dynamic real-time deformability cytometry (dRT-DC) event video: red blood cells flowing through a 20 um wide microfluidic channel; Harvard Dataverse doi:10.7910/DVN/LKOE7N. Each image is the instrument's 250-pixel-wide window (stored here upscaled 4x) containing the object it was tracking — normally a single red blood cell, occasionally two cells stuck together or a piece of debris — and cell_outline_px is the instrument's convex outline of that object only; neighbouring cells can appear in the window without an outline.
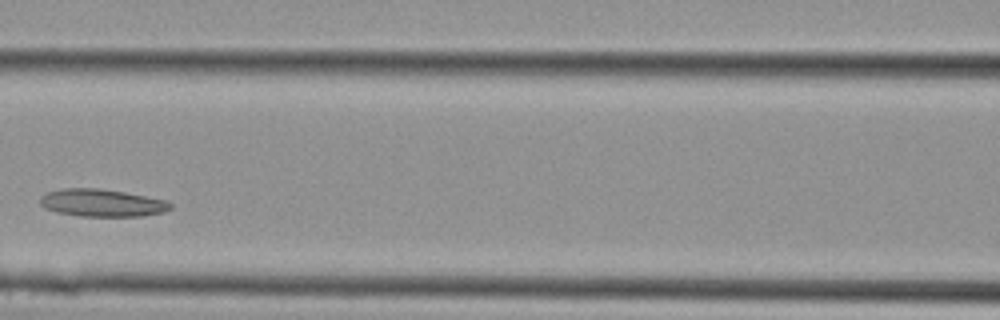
{"species": "Egyptian fruit bat (a non-hibernating species)", "species_latin": "Rousettus aegyptiacus", "temperature_condition": "cold", "stored_images_in_passage": 10, "camera_frame_rate_fps": 3000, "um_per_image_px": 0.085, "animal": {"sex": "female"}, "frame": {"image": 1, "passage_image": 9, "time_ms": 2.667, "image_size_px": [1000, 320], "cell_outline_px": [[172, 208], [164, 212], [144, 216], [80, 216], [56, 212], [44, 208], [40, 204], [40, 196], [48, 192], [64, 188], [100, 188], [124, 192], [164, 200], [172, 204]], "centroid_in_image_um": [8.65, 17.25], "position_along_channel_um": 158.0, "area_um2": 20.87}}